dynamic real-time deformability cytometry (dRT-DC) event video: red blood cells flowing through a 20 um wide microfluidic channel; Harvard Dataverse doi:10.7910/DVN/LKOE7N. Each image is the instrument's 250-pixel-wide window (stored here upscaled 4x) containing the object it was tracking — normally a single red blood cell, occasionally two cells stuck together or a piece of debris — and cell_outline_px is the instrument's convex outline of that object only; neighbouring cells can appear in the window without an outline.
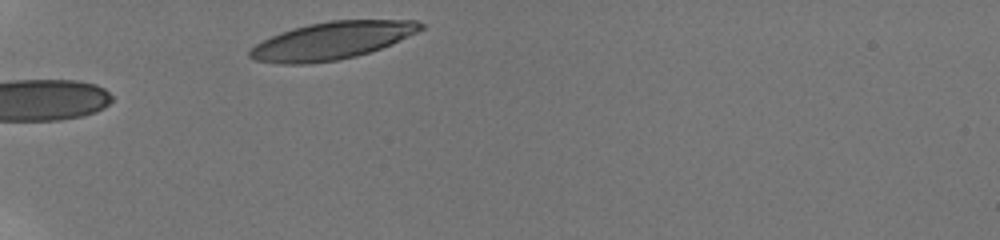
{"species": "human", "species_latin": "Homo sapiens", "temperature_condition": "room temperature", "stored_images_in_passage": 29, "camera_frame_rate_fps": 3000, "um_per_image_px": 0.085, "donor": {"sex": "male"}, "frame": {"image": 1, "passage_image": 1, "time_ms": 0.0, "image_size_px": [1000, 240], "cell_outline_px": [[424, 28], [392, 44], [356, 56], [336, 60], [308, 64], [280, 64], [256, 60], [248, 56], [248, 52], [256, 44], [280, 32], [292, 28], [308, 24], [332, 20], [416, 20], [424, 24]], "centroid_in_image_um": [28.2, 3.45], "position_along_channel_um": 56.8, "area_um2": 37.11}}
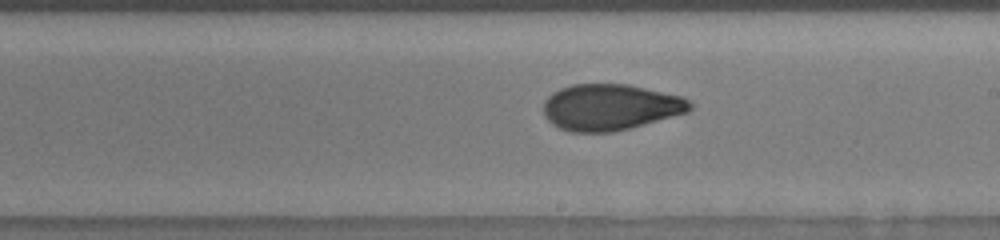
{"frame": {"image": 2, "passage_image": 13, "time_ms": 4.0, "image_size_px": [1000, 240], "cell_outline_px": [[692, 108], [688, 112], [628, 128], [612, 132], [572, 132], [560, 128], [552, 124], [544, 116], [544, 100], [552, 92], [560, 88], [572, 84], [628, 84], [684, 96], [692, 104]], "centroid_in_image_um": [51.86, 9.1], "position_along_channel_um": 237.1, "area_um2": 39.48}}
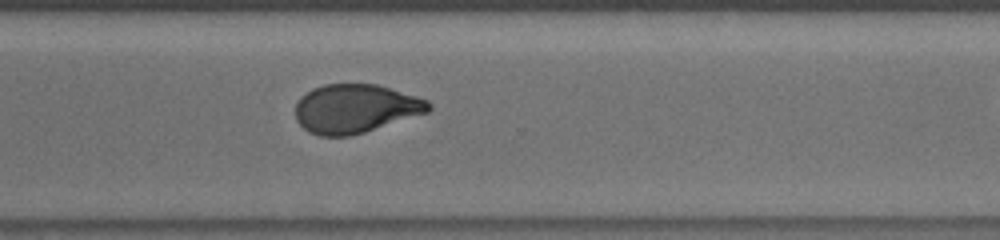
{"frame": {"image": 3, "passage_image": 22, "time_ms": 6.667, "image_size_px": [1000, 240], "cell_outline_px": [[432, 108], [428, 112], [364, 132], [348, 136], [320, 136], [308, 132], [296, 120], [296, 104], [300, 96], [312, 88], [324, 84], [376, 84], [416, 96], [428, 100], [432, 104]], "centroid_in_image_um": [30.19, 9.23], "position_along_channel_um": 340.4, "area_um2": 37.8}}